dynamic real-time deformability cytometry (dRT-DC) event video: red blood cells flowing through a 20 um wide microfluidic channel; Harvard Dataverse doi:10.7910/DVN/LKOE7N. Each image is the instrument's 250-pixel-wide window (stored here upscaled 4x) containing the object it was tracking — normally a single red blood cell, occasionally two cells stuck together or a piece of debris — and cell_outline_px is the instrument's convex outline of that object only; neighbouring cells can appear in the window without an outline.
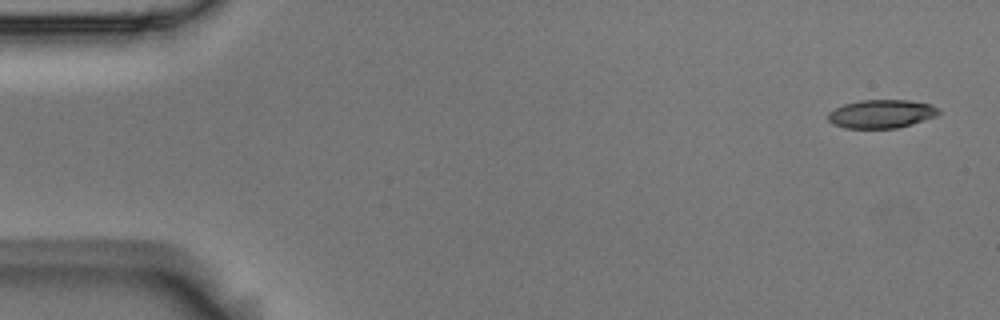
{"species": "Egyptian fruit bat (a non-hibernating species)", "species_latin": "Rousettus aegyptiacus", "temperature_condition": "room temperature", "stored_images_in_passage": 4, "camera_frame_rate_fps": 3000, "um_per_image_px": 0.085, "animal": {"sex": "male"}, "frame": {"image": 1, "passage_image": 1, "time_ms": 0.0, "image_size_px": [1000, 320], "cell_outline_px": [[940, 112], [936, 116], [912, 124], [896, 128], [844, 128], [832, 124], [828, 120], [828, 112], [844, 104], [860, 100], [908, 100], [928, 104], [936, 108]], "centroid_in_image_um": [74.87, 9.68], "position_along_channel_um": 10.1, "area_um2": 18.21}}
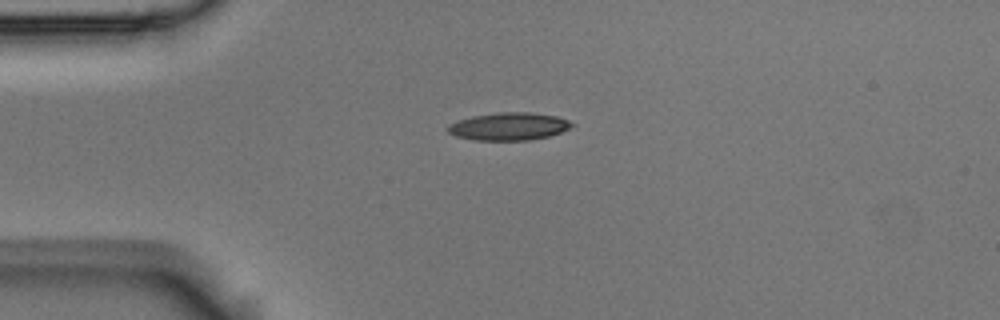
{"frame": {"image": 2, "passage_image": 3, "time_ms": 0.667, "image_size_px": [1000, 320], "cell_outline_px": [[576, 124], [560, 132], [548, 136], [528, 140], [476, 140], [456, 136], [448, 132], [444, 128], [448, 124], [472, 116], [500, 112], [528, 112], [556, 116], [568, 120]], "centroid_in_image_um": [43.22, 10.74], "position_along_channel_um": 41.8, "area_um2": 19.88}}